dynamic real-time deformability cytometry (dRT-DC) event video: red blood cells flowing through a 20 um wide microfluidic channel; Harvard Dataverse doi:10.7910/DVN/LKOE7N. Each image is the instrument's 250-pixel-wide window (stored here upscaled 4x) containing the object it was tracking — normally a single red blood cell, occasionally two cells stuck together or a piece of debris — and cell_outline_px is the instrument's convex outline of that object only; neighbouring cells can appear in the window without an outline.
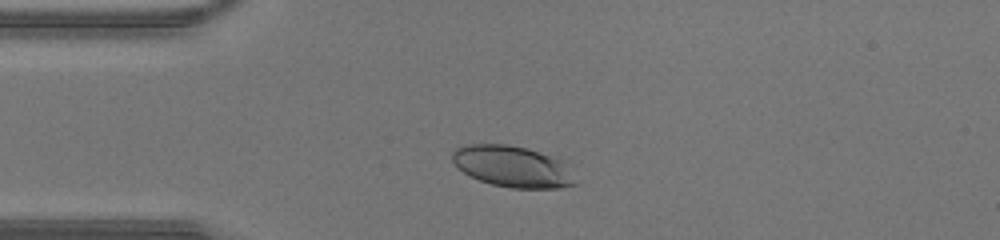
{"species": "human", "species_latin": "Homo sapiens", "temperature_condition": "warm", "stored_images_in_passage": 33, "camera_frame_rate_fps": 3000, "um_per_image_px": 0.085, "donor": {"sex": "male"}, "frame": {"image": 1, "passage_image": 7, "time_ms": 2.0, "image_size_px": [1000, 240], "cell_outline_px": [[580, 184], [560, 188], [512, 188], [492, 184], [480, 180], [456, 168], [452, 160], [452, 152], [460, 144], [508, 144], [540, 152], [564, 160]], "centroid_in_image_um": [43.6, 14.15], "position_along_channel_um": 41.4, "area_um2": 30.0}}
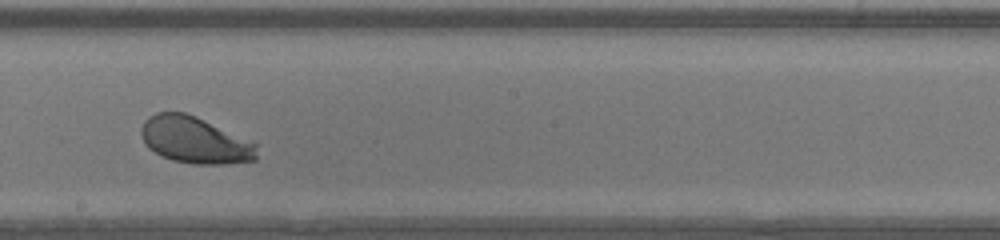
{"frame": {"image": 2, "passage_image": 21, "time_ms": 6.667, "image_size_px": [1000, 240], "cell_outline_px": [[256, 160], [224, 164], [192, 164], [172, 160], [160, 156], [148, 148], [144, 144], [140, 132], [140, 128], [144, 120], [148, 116], [156, 112], [184, 112], [196, 116], [256, 144]], "centroid_in_image_um": [16.48, 11.91], "position_along_channel_um": 231.7, "area_um2": 31.39}}
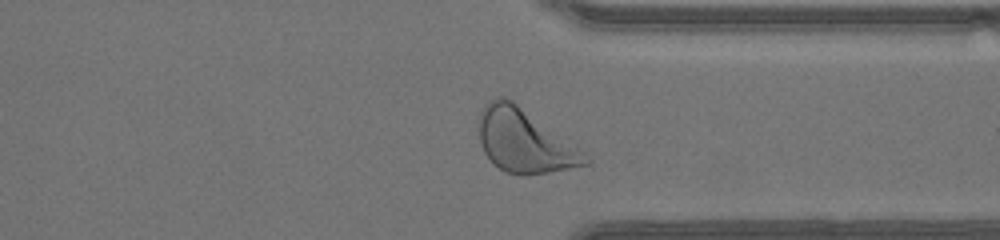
{"frame": {"image": 3, "passage_image": 30, "time_ms": 9.667, "image_size_px": [1000, 240], "cell_outline_px": [[592, 160], [588, 164], [528, 176], [520, 176], [504, 172], [492, 164], [484, 152], [480, 140], [480, 112], [484, 104], [488, 100], [496, 96], [504, 96], [512, 100], [584, 152]], "centroid_in_image_um": [44.54, 11.99], "position_along_channel_um": 366.9, "area_um2": 39.07}}